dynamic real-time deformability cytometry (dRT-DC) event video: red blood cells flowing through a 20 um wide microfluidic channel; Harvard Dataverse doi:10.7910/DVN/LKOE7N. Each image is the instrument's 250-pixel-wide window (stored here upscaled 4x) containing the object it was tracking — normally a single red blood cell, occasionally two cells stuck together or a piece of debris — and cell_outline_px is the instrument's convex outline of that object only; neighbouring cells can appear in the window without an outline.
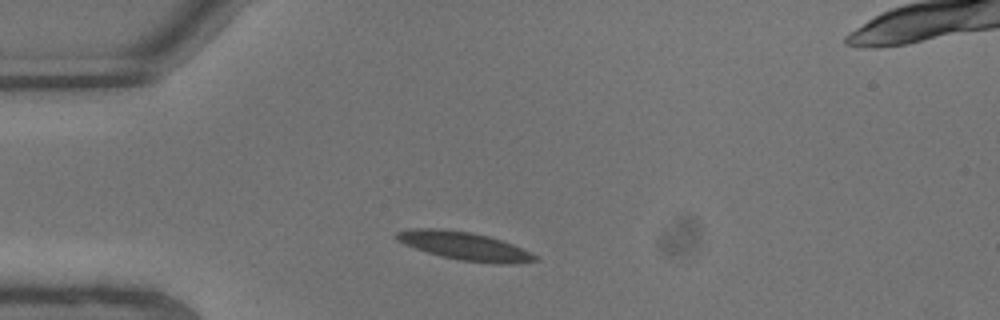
{"species": "common noctule bat (a hibernating species)", "species_latin": "Nyctalus noctula", "temperature_condition": "warm", "stored_images_in_passage": 4, "camera_frame_rate_fps": 3000, "um_per_image_px": 0.085, "animal": {"sex": "male", "body_mass_g": 13.3}, "frame": {"image": 1, "passage_image": 2, "time_ms": 0.333, "image_size_px": [1000, 320], "cell_outline_px": [[540, 260], [516, 264], [496, 264], [460, 260], [440, 256], [404, 244], [396, 240], [396, 232], [416, 228], [440, 228], [472, 232], [488, 236], [512, 244], [536, 256]], "centroid_in_image_um": [39.48, 20.91], "position_along_channel_um": 45.5, "area_um2": 22.6}}
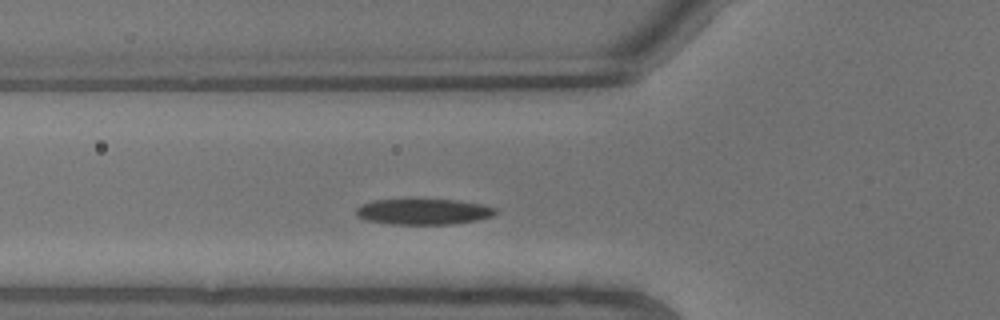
{"frame": {"image": 2, "passage_image": 4, "time_ms": 1.0, "image_size_px": [1000, 320], "cell_outline_px": [[500, 212], [492, 216], [476, 220], [452, 224], [388, 224], [364, 220], [356, 216], [356, 208], [360, 204], [372, 200], [456, 200], [480, 204], [500, 208]], "centroid_in_image_um": [35.99, 18.0], "position_along_channel_um": 89.8, "area_um2": 21.1}}